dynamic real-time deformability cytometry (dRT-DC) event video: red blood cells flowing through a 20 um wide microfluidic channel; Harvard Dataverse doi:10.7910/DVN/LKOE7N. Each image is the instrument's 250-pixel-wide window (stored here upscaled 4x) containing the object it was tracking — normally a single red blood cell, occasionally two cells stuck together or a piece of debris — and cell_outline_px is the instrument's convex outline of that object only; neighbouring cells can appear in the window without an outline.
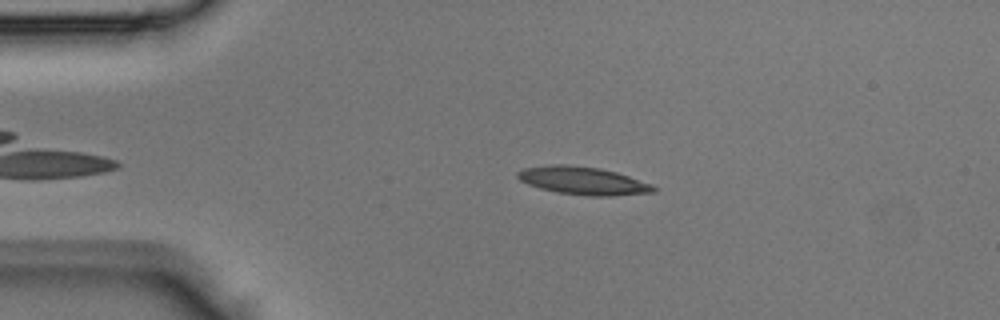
{"species": "Egyptian fruit bat (a non-hibernating species)", "species_latin": "Rousettus aegyptiacus", "temperature_condition": "room temperature", "stored_images_in_passage": 33, "camera_frame_rate_fps": 3000, "um_per_image_px": 0.085, "animal": {"sex": "male"}, "frame": {"image": 1, "passage_image": 3, "time_ms": 0.667, "image_size_px": [1000, 320], "cell_outline_px": [[656, 192], [612, 196], [588, 196], [560, 192], [540, 188], [528, 184], [520, 180], [516, 176], [516, 172], [524, 168], [552, 164], [564, 164], [600, 168], [616, 172], [652, 184], [656, 188]], "centroid_in_image_um": [49.56, 15.36], "position_along_channel_um": 35.4, "area_um2": 22.02}}
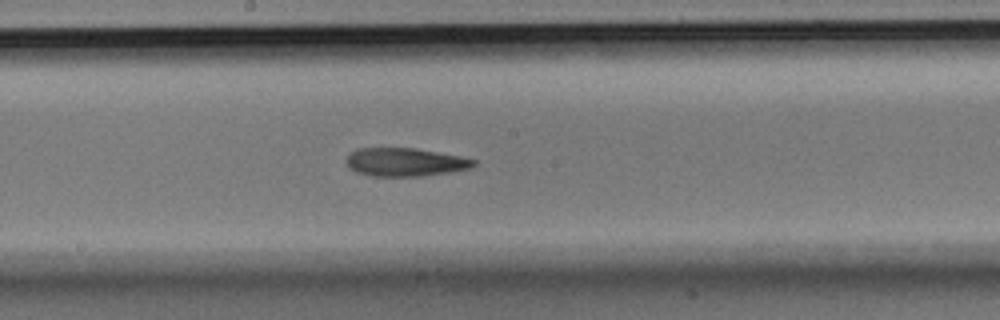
{"frame": {"image": 2, "passage_image": 17, "time_ms": 5.333, "image_size_px": [1000, 320], "cell_outline_px": [[476, 164], [472, 168], [452, 172], [424, 176], [372, 176], [356, 172], [348, 164], [348, 152], [356, 148], [416, 148], [460, 156], [476, 160]], "centroid_in_image_um": [34.47, 13.78], "position_along_channel_um": 213.7, "area_um2": 21.1}}
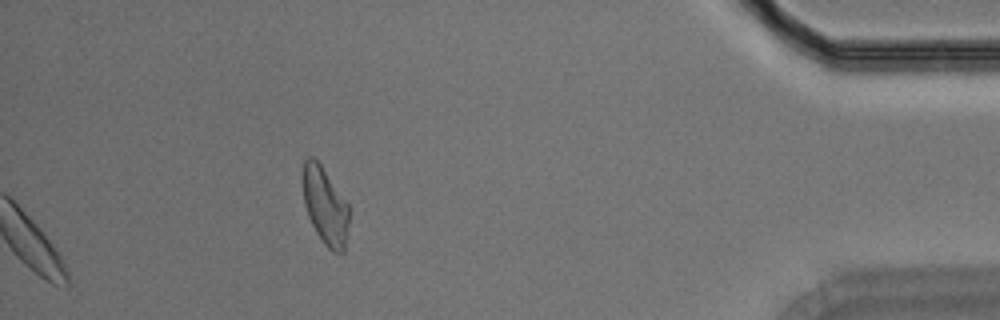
{"frame": {"image": 3, "passage_image": 33, "time_ms": 10.667, "image_size_px": [1000, 320], "cell_outline_px": [[348, 224], [344, 252], [332, 252], [324, 244], [316, 232], [308, 216], [304, 204], [300, 176], [304, 160], [308, 156], [312, 156], [320, 164], [348, 204]], "centroid_in_image_um": [27.58, 17.47], "position_along_channel_um": 407.6, "area_um2": 20.92}}